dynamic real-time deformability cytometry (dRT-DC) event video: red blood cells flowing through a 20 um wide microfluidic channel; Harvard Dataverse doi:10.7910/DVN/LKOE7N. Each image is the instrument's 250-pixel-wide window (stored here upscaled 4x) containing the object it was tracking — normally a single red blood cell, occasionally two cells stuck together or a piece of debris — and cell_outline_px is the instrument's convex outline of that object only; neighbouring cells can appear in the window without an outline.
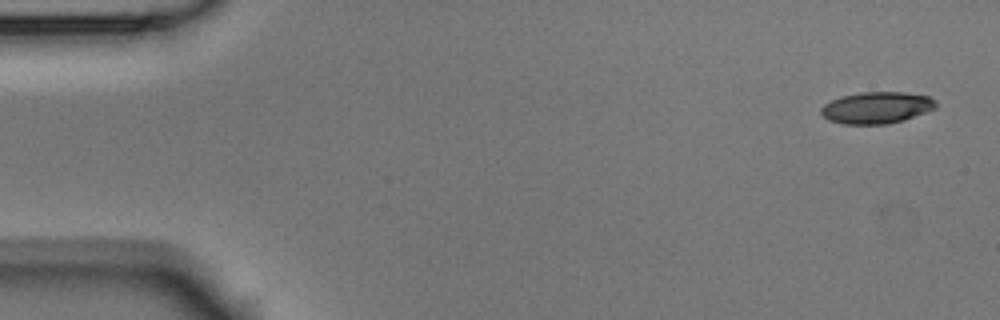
{"species": "Egyptian fruit bat (a non-hibernating species)", "species_latin": "Rousettus aegyptiacus", "temperature_condition": "room temperature", "stored_images_in_passage": 4, "camera_frame_rate_fps": 3000, "um_per_image_px": 0.085, "animal": {"sex": "male"}, "frame": {"image": 1, "passage_image": 1, "time_ms": 0.0, "image_size_px": [1000, 320], "cell_outline_px": [[936, 108], [904, 120], [888, 124], [844, 124], [828, 120], [820, 112], [820, 108], [824, 104], [840, 96], [860, 92], [904, 92], [928, 96], [936, 100]], "centroid_in_image_um": [74.5, 9.15], "position_along_channel_um": 10.5, "area_um2": 21.27}}